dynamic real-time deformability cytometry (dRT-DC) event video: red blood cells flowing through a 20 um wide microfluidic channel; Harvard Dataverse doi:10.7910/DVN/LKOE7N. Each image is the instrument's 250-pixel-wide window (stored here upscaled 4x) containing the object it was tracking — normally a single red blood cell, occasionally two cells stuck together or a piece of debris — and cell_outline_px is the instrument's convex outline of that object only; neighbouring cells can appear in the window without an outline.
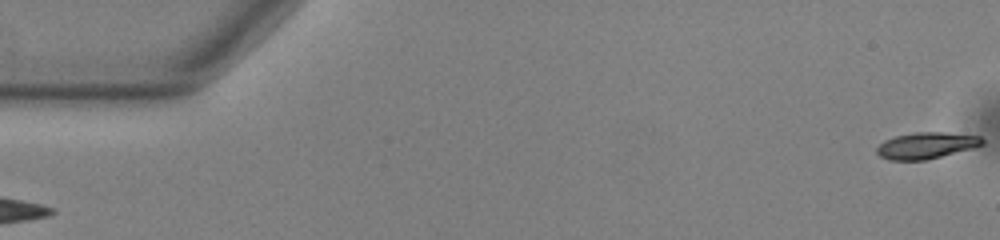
{"species": "common noctule bat (a hibernating species)", "species_latin": "Nyctalus noctula", "temperature_condition": "warm", "stored_images_in_passage": 55, "camera_frame_rate_fps": 3000, "um_per_image_px": 0.085, "animal": {"sex": "male", "body_mass_g": 13.0, "forearm_length_mm": 53.1}, "frame": {"image": 1, "passage_image": 1, "time_ms": 0.0, "image_size_px": [1000, 240], "cell_outline_px": [[984, 144], [972, 148], [924, 160], [888, 160], [880, 156], [876, 152], [876, 148], [884, 140], [896, 136], [916, 132], [944, 132], [980, 136], [984, 140]], "centroid_in_image_um": [78.72, 12.36], "position_along_channel_um": 6.3, "area_um2": 16.07}}
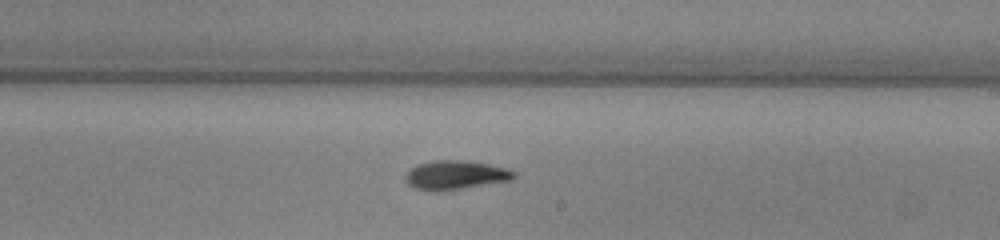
{"frame": {"image": 2, "passage_image": 32, "time_ms": 10.333, "image_size_px": [1000, 240], "cell_outline_px": [[516, 176], [512, 180], [460, 188], [416, 188], [408, 184], [404, 176], [416, 164], [432, 160], [464, 160], [488, 164], [504, 168], [516, 172]], "centroid_in_image_um": [38.75, 14.82], "position_along_channel_um": 250.3, "area_um2": 17.51}}
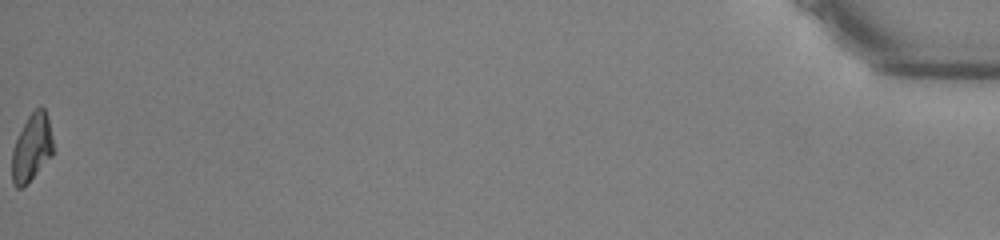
{"frame": {"image": 3, "passage_image": 55, "time_ms": 18.0, "image_size_px": [1000, 240], "cell_outline_px": [[52, 156], [28, 184], [24, 188], [16, 188], [12, 184], [12, 152], [16, 140], [28, 116], [36, 108], [44, 108], [48, 116], [52, 140]], "centroid_in_image_um": [2.69, 12.62], "position_along_channel_um": 432.5, "area_um2": 16.13}, "authors_computed_cell_mechanics": {"area_um2": 16.9354, "velocity_mm_per_s": 3.7878, "shape_relaxation_time_tau1_ms": 2.5198, "shape_relaxation_time_tau2_ms": 4.1333, "deformation_change_tau1": 0.1602, "deformation_change_tau2": 0.1076}}